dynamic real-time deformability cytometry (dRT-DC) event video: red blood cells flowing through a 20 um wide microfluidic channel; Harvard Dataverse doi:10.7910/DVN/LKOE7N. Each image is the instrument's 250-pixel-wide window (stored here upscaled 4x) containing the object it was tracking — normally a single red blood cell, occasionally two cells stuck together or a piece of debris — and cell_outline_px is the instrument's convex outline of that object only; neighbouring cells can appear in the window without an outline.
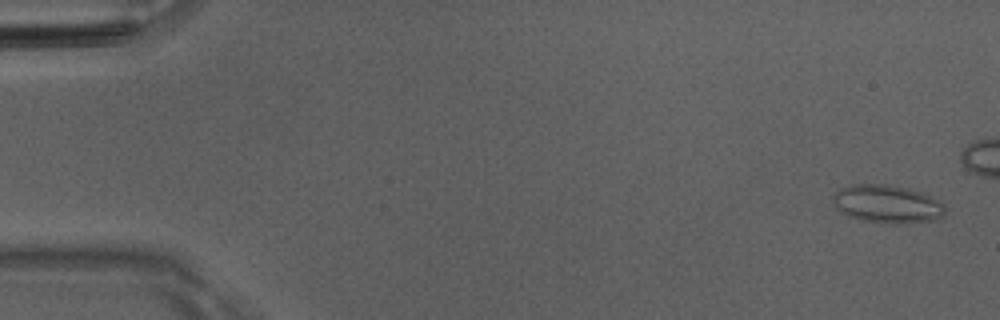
{"species": "Egyptian fruit bat (a non-hibernating species)", "species_latin": "Rousettus aegyptiacus", "temperature_condition": "room temperature", "stored_images_in_passage": 52, "camera_frame_rate_fps": 3000, "um_per_image_px": 0.085, "animal": {"sex": "male"}, "frame": {"image": 1, "passage_image": 2, "time_ms": 0.333, "image_size_px": [1000, 320], "cell_outline_px": [[944, 216], [932, 220], [860, 220], [848, 216], [832, 208], [832, 196], [840, 188], [852, 184], [888, 184], [908, 188], [924, 192], [944, 204]], "centroid_in_image_um": [75.32, 17.27], "position_along_channel_um": 9.7, "area_um2": 24.22}}
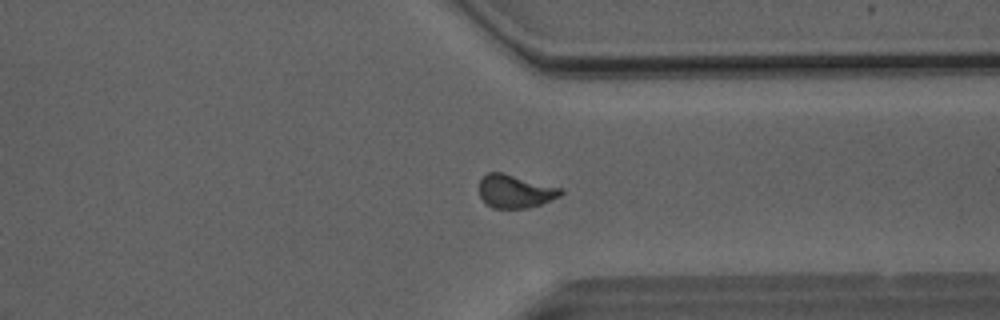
{"frame": {"image": 2, "passage_image": 39, "time_ms": 12.667, "image_size_px": [1000, 320], "cell_outline_px": [[564, 192], [560, 196], [540, 204], [528, 208], [492, 208], [480, 196], [480, 180], [488, 172], [504, 172], [564, 188]], "centroid_in_image_um": [43.83, 16.24], "position_along_channel_um": 367.6, "area_um2": 15.9}, "authors_computed_cell_mechanics": {"area_um2": 15.9239, "velocity_mm_per_s": 4.0662, "shape_relaxation_time_tau1_ms": null, "shape_relaxation_time_tau2_ms": 0.8352, "deformation_change_tau1": null, "deformation_change_tau2": 0.0475}}